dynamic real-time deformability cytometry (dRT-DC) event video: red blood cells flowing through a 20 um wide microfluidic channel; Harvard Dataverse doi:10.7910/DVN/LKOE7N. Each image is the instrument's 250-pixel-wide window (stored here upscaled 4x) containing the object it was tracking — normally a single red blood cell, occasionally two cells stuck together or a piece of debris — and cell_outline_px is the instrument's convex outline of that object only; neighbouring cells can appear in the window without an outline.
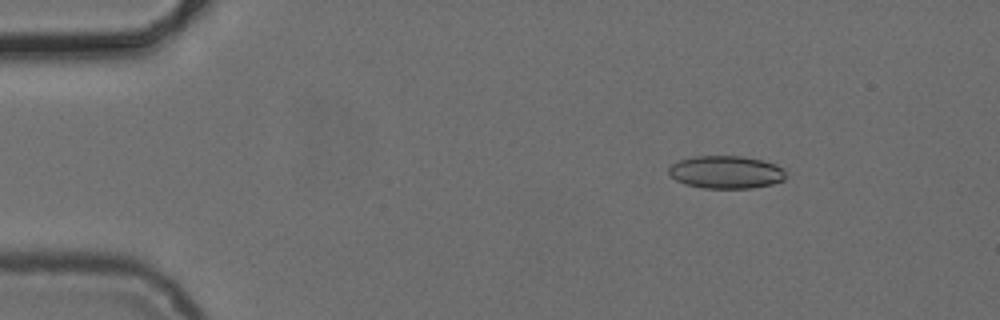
{"species": "common noctule bat (a hibernating species)", "species_latin": "Nyctalus noctula", "temperature_condition": "cold", "stored_images_in_passage": 6, "camera_frame_rate_fps": 3000, "um_per_image_px": 0.085, "animal": {"sex": "female", "body_mass_g": 24.6, "forearm_length_mm": 56.2}, "frame": {"image": 1, "passage_image": 3, "time_ms": 2.333, "image_size_px": [1000, 320], "cell_outline_px": [[788, 176], [784, 180], [772, 184], [752, 188], [704, 188], [684, 184], [676, 180], [668, 172], [668, 168], [672, 164], [680, 160], [692, 156], [744, 156], [764, 160], [776, 164], [784, 168]], "centroid_in_image_um": [61.76, 14.63], "position_along_channel_um": 23.2, "area_um2": 22.66}}
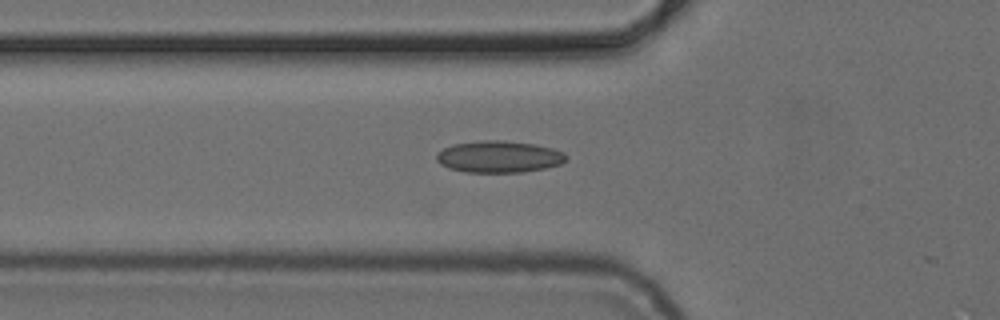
{"frame": {"image": 2, "passage_image": 6, "time_ms": 6.0, "image_size_px": [1000, 320], "cell_outline_px": [[568, 160], [560, 164], [544, 168], [524, 172], [464, 172], [448, 168], [440, 164], [436, 160], [436, 152], [452, 144], [480, 140], [504, 140], [536, 144], [552, 148], [564, 152], [568, 156]], "centroid_in_image_um": [42.41, 13.31], "position_along_channel_um": 83.4, "area_um2": 24.33}}